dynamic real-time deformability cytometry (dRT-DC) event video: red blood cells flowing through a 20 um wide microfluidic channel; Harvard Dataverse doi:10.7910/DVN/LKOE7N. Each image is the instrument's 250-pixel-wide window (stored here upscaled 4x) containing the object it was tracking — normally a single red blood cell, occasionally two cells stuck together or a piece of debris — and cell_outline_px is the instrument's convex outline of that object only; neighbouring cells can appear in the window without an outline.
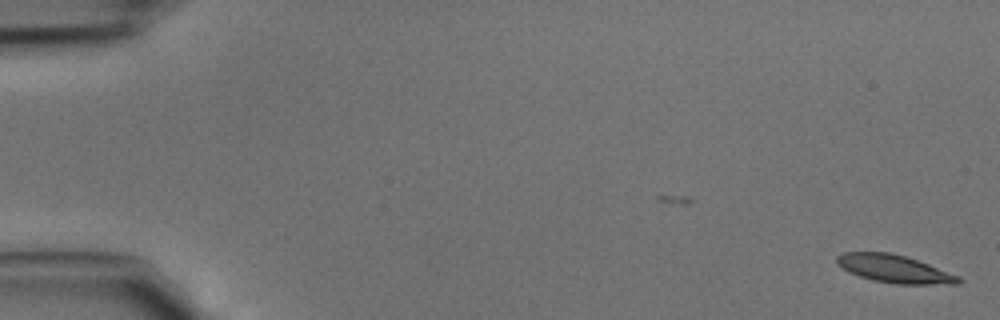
{"species": "common noctule bat (a hibernating species)", "species_latin": "Nyctalus noctula", "temperature_condition": "cold", "stored_images_in_passage": 3, "camera_frame_rate_fps": 3000, "um_per_image_px": 0.085, "animal": {"sex": "male", "body_mass_g": 15.6}, "frame": {"image": 1, "passage_image": 3, "time_ms": 0.667, "image_size_px": [1000, 320], "cell_outline_px": [[964, 280], [960, 284], [896, 284], [872, 280], [848, 272], [836, 264], [836, 256], [840, 252], [892, 252], [928, 264], [960, 276]], "centroid_in_image_um": [76.01, 22.85], "position_along_channel_um": 9.0, "area_um2": 19.88}}